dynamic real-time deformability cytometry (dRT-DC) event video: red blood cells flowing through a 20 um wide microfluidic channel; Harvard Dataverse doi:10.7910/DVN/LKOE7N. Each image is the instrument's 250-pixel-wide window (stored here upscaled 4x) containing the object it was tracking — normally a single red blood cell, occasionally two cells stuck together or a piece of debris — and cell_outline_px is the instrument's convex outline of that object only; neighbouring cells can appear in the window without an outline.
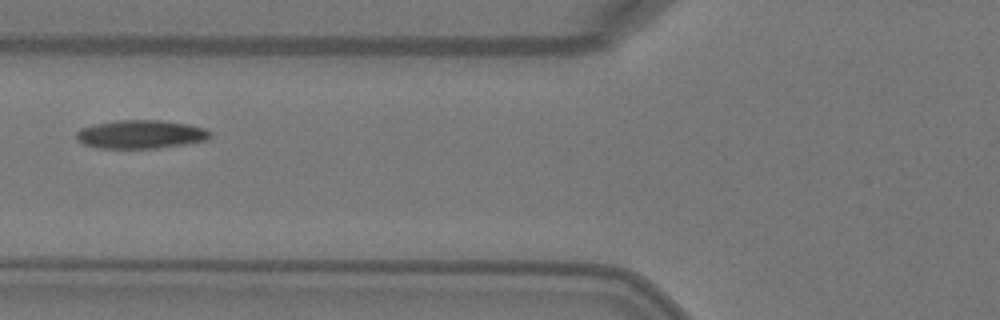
{"species": "Egyptian fruit bat (a non-hibernating species)", "species_latin": "Rousettus aegyptiacus", "temperature_condition": "warm", "stored_images_in_passage": 4, "camera_frame_rate_fps": 3000, "um_per_image_px": 0.085, "animal": {"sex": "female"}, "frame": {"image": 1, "passage_image": 4, "time_ms": 1.0, "image_size_px": [1000, 320], "cell_outline_px": [[212, 136], [208, 140], [184, 144], [156, 148], [100, 148], [84, 144], [76, 140], [76, 132], [80, 128], [96, 124], [116, 120], [160, 120], [188, 124], [204, 128], [212, 132]], "centroid_in_image_um": [11.98, 11.41], "position_along_channel_um": 113.8, "area_um2": 22.25}}